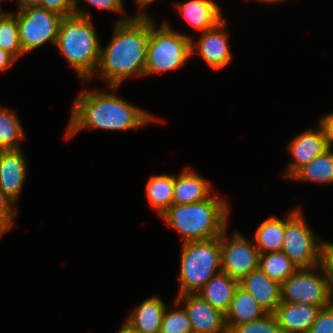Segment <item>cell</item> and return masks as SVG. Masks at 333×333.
<instances>
[{
  "instance_id": "6da1fadb",
  "label": "cell",
  "mask_w": 333,
  "mask_h": 333,
  "mask_svg": "<svg viewBox=\"0 0 333 333\" xmlns=\"http://www.w3.org/2000/svg\"><path fill=\"white\" fill-rule=\"evenodd\" d=\"M115 24L107 47H101L98 76L114 91L129 76H145L150 18L145 12Z\"/></svg>"
},
{
  "instance_id": "7a4b0ae2",
  "label": "cell",
  "mask_w": 333,
  "mask_h": 333,
  "mask_svg": "<svg viewBox=\"0 0 333 333\" xmlns=\"http://www.w3.org/2000/svg\"><path fill=\"white\" fill-rule=\"evenodd\" d=\"M65 137L83 128L130 130L156 120L145 110L124 101L114 93L98 90L81 92L75 100Z\"/></svg>"
},
{
  "instance_id": "3957f363",
  "label": "cell",
  "mask_w": 333,
  "mask_h": 333,
  "mask_svg": "<svg viewBox=\"0 0 333 333\" xmlns=\"http://www.w3.org/2000/svg\"><path fill=\"white\" fill-rule=\"evenodd\" d=\"M228 205L222 198L190 204H173L161 217L182 234V243L209 240L227 229Z\"/></svg>"
},
{
  "instance_id": "277c9868",
  "label": "cell",
  "mask_w": 333,
  "mask_h": 333,
  "mask_svg": "<svg viewBox=\"0 0 333 333\" xmlns=\"http://www.w3.org/2000/svg\"><path fill=\"white\" fill-rule=\"evenodd\" d=\"M55 46L80 78L88 82L95 75L102 46L90 17H62Z\"/></svg>"
},
{
  "instance_id": "5b68a950",
  "label": "cell",
  "mask_w": 333,
  "mask_h": 333,
  "mask_svg": "<svg viewBox=\"0 0 333 333\" xmlns=\"http://www.w3.org/2000/svg\"><path fill=\"white\" fill-rule=\"evenodd\" d=\"M179 295L197 294L221 268L220 236L181 243Z\"/></svg>"
},
{
  "instance_id": "8992f818",
  "label": "cell",
  "mask_w": 333,
  "mask_h": 333,
  "mask_svg": "<svg viewBox=\"0 0 333 333\" xmlns=\"http://www.w3.org/2000/svg\"><path fill=\"white\" fill-rule=\"evenodd\" d=\"M155 25L150 18L145 75L184 66L192 55V37L174 32L168 23H163L159 28Z\"/></svg>"
},
{
  "instance_id": "52a82bcc",
  "label": "cell",
  "mask_w": 333,
  "mask_h": 333,
  "mask_svg": "<svg viewBox=\"0 0 333 333\" xmlns=\"http://www.w3.org/2000/svg\"><path fill=\"white\" fill-rule=\"evenodd\" d=\"M304 219L300 210L292 211L286 216L281 251L298 268L318 267L322 240L314 235Z\"/></svg>"
},
{
  "instance_id": "ba28073f",
  "label": "cell",
  "mask_w": 333,
  "mask_h": 333,
  "mask_svg": "<svg viewBox=\"0 0 333 333\" xmlns=\"http://www.w3.org/2000/svg\"><path fill=\"white\" fill-rule=\"evenodd\" d=\"M298 268L281 283V302L328 306L333 302V293L322 267L319 275L312 269ZM324 274V275H323Z\"/></svg>"
},
{
  "instance_id": "9c48e42d",
  "label": "cell",
  "mask_w": 333,
  "mask_h": 333,
  "mask_svg": "<svg viewBox=\"0 0 333 333\" xmlns=\"http://www.w3.org/2000/svg\"><path fill=\"white\" fill-rule=\"evenodd\" d=\"M17 18L19 41L23 53L46 42L56 44L62 16L43 7H33L14 14Z\"/></svg>"
},
{
  "instance_id": "30bf717a",
  "label": "cell",
  "mask_w": 333,
  "mask_h": 333,
  "mask_svg": "<svg viewBox=\"0 0 333 333\" xmlns=\"http://www.w3.org/2000/svg\"><path fill=\"white\" fill-rule=\"evenodd\" d=\"M226 229L221 233V268L230 277L241 280L251 271L259 269L260 253L239 233L227 239Z\"/></svg>"
},
{
  "instance_id": "8fae6325",
  "label": "cell",
  "mask_w": 333,
  "mask_h": 333,
  "mask_svg": "<svg viewBox=\"0 0 333 333\" xmlns=\"http://www.w3.org/2000/svg\"><path fill=\"white\" fill-rule=\"evenodd\" d=\"M173 302L178 306L184 304L193 333H229L225 313L213 308L198 294L178 295Z\"/></svg>"
},
{
  "instance_id": "7c38bea8",
  "label": "cell",
  "mask_w": 333,
  "mask_h": 333,
  "mask_svg": "<svg viewBox=\"0 0 333 333\" xmlns=\"http://www.w3.org/2000/svg\"><path fill=\"white\" fill-rule=\"evenodd\" d=\"M226 24L224 19L216 27L202 32L198 42H193L194 40L191 39L192 55L195 53L194 48L198 47L197 53L211 68L220 69L232 60L229 50L231 46L228 45L227 40L228 33L225 30L228 27Z\"/></svg>"
},
{
  "instance_id": "4fadbf2b",
  "label": "cell",
  "mask_w": 333,
  "mask_h": 333,
  "mask_svg": "<svg viewBox=\"0 0 333 333\" xmlns=\"http://www.w3.org/2000/svg\"><path fill=\"white\" fill-rule=\"evenodd\" d=\"M288 150L292 154L293 162L287 166L285 177L291 178L301 167L328 150L322 126L320 125L317 130L309 129L296 136L288 145Z\"/></svg>"
},
{
  "instance_id": "5bb4252c",
  "label": "cell",
  "mask_w": 333,
  "mask_h": 333,
  "mask_svg": "<svg viewBox=\"0 0 333 333\" xmlns=\"http://www.w3.org/2000/svg\"><path fill=\"white\" fill-rule=\"evenodd\" d=\"M26 159L20 149L0 150V190L14 204L27 175Z\"/></svg>"
},
{
  "instance_id": "9a60e30c",
  "label": "cell",
  "mask_w": 333,
  "mask_h": 333,
  "mask_svg": "<svg viewBox=\"0 0 333 333\" xmlns=\"http://www.w3.org/2000/svg\"><path fill=\"white\" fill-rule=\"evenodd\" d=\"M323 307L326 306L281 302L273 314L282 333H307Z\"/></svg>"
},
{
  "instance_id": "2e32d148",
  "label": "cell",
  "mask_w": 333,
  "mask_h": 333,
  "mask_svg": "<svg viewBox=\"0 0 333 333\" xmlns=\"http://www.w3.org/2000/svg\"><path fill=\"white\" fill-rule=\"evenodd\" d=\"M239 285L268 312L281 303V283L269 278L260 268L244 276Z\"/></svg>"
},
{
  "instance_id": "e0dca14e",
  "label": "cell",
  "mask_w": 333,
  "mask_h": 333,
  "mask_svg": "<svg viewBox=\"0 0 333 333\" xmlns=\"http://www.w3.org/2000/svg\"><path fill=\"white\" fill-rule=\"evenodd\" d=\"M165 310L163 300L153 296L134 309L125 324L137 333H160Z\"/></svg>"
},
{
  "instance_id": "ac0fdd59",
  "label": "cell",
  "mask_w": 333,
  "mask_h": 333,
  "mask_svg": "<svg viewBox=\"0 0 333 333\" xmlns=\"http://www.w3.org/2000/svg\"><path fill=\"white\" fill-rule=\"evenodd\" d=\"M174 176L173 204H190L210 197L211 183L193 170L184 168Z\"/></svg>"
},
{
  "instance_id": "d6986e66",
  "label": "cell",
  "mask_w": 333,
  "mask_h": 333,
  "mask_svg": "<svg viewBox=\"0 0 333 333\" xmlns=\"http://www.w3.org/2000/svg\"><path fill=\"white\" fill-rule=\"evenodd\" d=\"M268 312L240 285L225 313L228 331L234 326L262 319Z\"/></svg>"
},
{
  "instance_id": "ffe728a7",
  "label": "cell",
  "mask_w": 333,
  "mask_h": 333,
  "mask_svg": "<svg viewBox=\"0 0 333 333\" xmlns=\"http://www.w3.org/2000/svg\"><path fill=\"white\" fill-rule=\"evenodd\" d=\"M216 2L211 0H190L178 6L179 12L201 33L216 27L223 16Z\"/></svg>"
},
{
  "instance_id": "44dd1931",
  "label": "cell",
  "mask_w": 333,
  "mask_h": 333,
  "mask_svg": "<svg viewBox=\"0 0 333 333\" xmlns=\"http://www.w3.org/2000/svg\"><path fill=\"white\" fill-rule=\"evenodd\" d=\"M238 286L239 280L221 271L214 275L197 294L213 308L226 313Z\"/></svg>"
},
{
  "instance_id": "7402d4cb",
  "label": "cell",
  "mask_w": 333,
  "mask_h": 333,
  "mask_svg": "<svg viewBox=\"0 0 333 333\" xmlns=\"http://www.w3.org/2000/svg\"><path fill=\"white\" fill-rule=\"evenodd\" d=\"M285 220L270 217L264 220L255 232V246L260 254L279 252L283 247Z\"/></svg>"
},
{
  "instance_id": "603a6c76",
  "label": "cell",
  "mask_w": 333,
  "mask_h": 333,
  "mask_svg": "<svg viewBox=\"0 0 333 333\" xmlns=\"http://www.w3.org/2000/svg\"><path fill=\"white\" fill-rule=\"evenodd\" d=\"M174 176L161 174L152 176L146 186L149 203L161 216L173 205Z\"/></svg>"
},
{
  "instance_id": "cb8c5ba5",
  "label": "cell",
  "mask_w": 333,
  "mask_h": 333,
  "mask_svg": "<svg viewBox=\"0 0 333 333\" xmlns=\"http://www.w3.org/2000/svg\"><path fill=\"white\" fill-rule=\"evenodd\" d=\"M291 179L333 183V150L328 149L301 167Z\"/></svg>"
},
{
  "instance_id": "d4e9b609",
  "label": "cell",
  "mask_w": 333,
  "mask_h": 333,
  "mask_svg": "<svg viewBox=\"0 0 333 333\" xmlns=\"http://www.w3.org/2000/svg\"><path fill=\"white\" fill-rule=\"evenodd\" d=\"M25 135L16 113L0 106V150H17Z\"/></svg>"
},
{
  "instance_id": "484cf974",
  "label": "cell",
  "mask_w": 333,
  "mask_h": 333,
  "mask_svg": "<svg viewBox=\"0 0 333 333\" xmlns=\"http://www.w3.org/2000/svg\"><path fill=\"white\" fill-rule=\"evenodd\" d=\"M259 268L279 283L284 282L298 269L283 251L260 254Z\"/></svg>"
},
{
  "instance_id": "4316f807",
  "label": "cell",
  "mask_w": 333,
  "mask_h": 333,
  "mask_svg": "<svg viewBox=\"0 0 333 333\" xmlns=\"http://www.w3.org/2000/svg\"><path fill=\"white\" fill-rule=\"evenodd\" d=\"M0 48L10 53L16 60L23 55L19 41L18 23L14 13L0 20Z\"/></svg>"
},
{
  "instance_id": "83f0119b",
  "label": "cell",
  "mask_w": 333,
  "mask_h": 333,
  "mask_svg": "<svg viewBox=\"0 0 333 333\" xmlns=\"http://www.w3.org/2000/svg\"><path fill=\"white\" fill-rule=\"evenodd\" d=\"M160 333H193L191 322L184 307L168 311L166 308Z\"/></svg>"
},
{
  "instance_id": "f1b7e54d",
  "label": "cell",
  "mask_w": 333,
  "mask_h": 333,
  "mask_svg": "<svg viewBox=\"0 0 333 333\" xmlns=\"http://www.w3.org/2000/svg\"><path fill=\"white\" fill-rule=\"evenodd\" d=\"M229 333H282L273 313L262 319L234 326Z\"/></svg>"
},
{
  "instance_id": "f546056e",
  "label": "cell",
  "mask_w": 333,
  "mask_h": 333,
  "mask_svg": "<svg viewBox=\"0 0 333 333\" xmlns=\"http://www.w3.org/2000/svg\"><path fill=\"white\" fill-rule=\"evenodd\" d=\"M307 333H333V302L320 309Z\"/></svg>"
},
{
  "instance_id": "4dcf8cb0",
  "label": "cell",
  "mask_w": 333,
  "mask_h": 333,
  "mask_svg": "<svg viewBox=\"0 0 333 333\" xmlns=\"http://www.w3.org/2000/svg\"><path fill=\"white\" fill-rule=\"evenodd\" d=\"M320 266L322 267L325 277L328 280L330 289L333 293V243L322 240Z\"/></svg>"
},
{
  "instance_id": "1f68e13d",
  "label": "cell",
  "mask_w": 333,
  "mask_h": 333,
  "mask_svg": "<svg viewBox=\"0 0 333 333\" xmlns=\"http://www.w3.org/2000/svg\"><path fill=\"white\" fill-rule=\"evenodd\" d=\"M75 0H40V7L62 17L75 14Z\"/></svg>"
},
{
  "instance_id": "d6a6232c",
  "label": "cell",
  "mask_w": 333,
  "mask_h": 333,
  "mask_svg": "<svg viewBox=\"0 0 333 333\" xmlns=\"http://www.w3.org/2000/svg\"><path fill=\"white\" fill-rule=\"evenodd\" d=\"M88 3H90L93 6H96L100 9H105V10H109V11H113V12H124L123 11V1L122 0H84ZM77 0H75V14L79 15V16H87L90 17V15H88L86 11H82L80 9H78L77 7Z\"/></svg>"
},
{
  "instance_id": "836d02e7",
  "label": "cell",
  "mask_w": 333,
  "mask_h": 333,
  "mask_svg": "<svg viewBox=\"0 0 333 333\" xmlns=\"http://www.w3.org/2000/svg\"><path fill=\"white\" fill-rule=\"evenodd\" d=\"M15 204L8 199L0 190V219L11 229L13 226V217L17 215L14 211Z\"/></svg>"
},
{
  "instance_id": "e575fe53",
  "label": "cell",
  "mask_w": 333,
  "mask_h": 333,
  "mask_svg": "<svg viewBox=\"0 0 333 333\" xmlns=\"http://www.w3.org/2000/svg\"><path fill=\"white\" fill-rule=\"evenodd\" d=\"M320 125L322 126L326 140L328 149L333 148V113L326 114L320 119Z\"/></svg>"
},
{
  "instance_id": "d590c367",
  "label": "cell",
  "mask_w": 333,
  "mask_h": 333,
  "mask_svg": "<svg viewBox=\"0 0 333 333\" xmlns=\"http://www.w3.org/2000/svg\"><path fill=\"white\" fill-rule=\"evenodd\" d=\"M15 61L16 59L10 53L0 48V72L7 70Z\"/></svg>"
},
{
  "instance_id": "8d00e7d4",
  "label": "cell",
  "mask_w": 333,
  "mask_h": 333,
  "mask_svg": "<svg viewBox=\"0 0 333 333\" xmlns=\"http://www.w3.org/2000/svg\"><path fill=\"white\" fill-rule=\"evenodd\" d=\"M40 0H19V10L17 12H21L28 8L39 7Z\"/></svg>"
},
{
  "instance_id": "74e56055",
  "label": "cell",
  "mask_w": 333,
  "mask_h": 333,
  "mask_svg": "<svg viewBox=\"0 0 333 333\" xmlns=\"http://www.w3.org/2000/svg\"><path fill=\"white\" fill-rule=\"evenodd\" d=\"M118 333H137V332L133 331L127 324L124 323V325L122 326V328Z\"/></svg>"
},
{
  "instance_id": "f35d334b",
  "label": "cell",
  "mask_w": 333,
  "mask_h": 333,
  "mask_svg": "<svg viewBox=\"0 0 333 333\" xmlns=\"http://www.w3.org/2000/svg\"><path fill=\"white\" fill-rule=\"evenodd\" d=\"M7 230H10V228L0 219V236L7 232Z\"/></svg>"
},
{
  "instance_id": "ab89813d",
  "label": "cell",
  "mask_w": 333,
  "mask_h": 333,
  "mask_svg": "<svg viewBox=\"0 0 333 333\" xmlns=\"http://www.w3.org/2000/svg\"><path fill=\"white\" fill-rule=\"evenodd\" d=\"M155 0H137L138 5L141 7H145L146 5H148L149 3H152Z\"/></svg>"
},
{
  "instance_id": "60d3db41",
  "label": "cell",
  "mask_w": 333,
  "mask_h": 333,
  "mask_svg": "<svg viewBox=\"0 0 333 333\" xmlns=\"http://www.w3.org/2000/svg\"><path fill=\"white\" fill-rule=\"evenodd\" d=\"M258 1H261L262 3H276V2H281V1H283V0H258Z\"/></svg>"
},
{
  "instance_id": "b9f144b4",
  "label": "cell",
  "mask_w": 333,
  "mask_h": 333,
  "mask_svg": "<svg viewBox=\"0 0 333 333\" xmlns=\"http://www.w3.org/2000/svg\"><path fill=\"white\" fill-rule=\"evenodd\" d=\"M1 8V7H0ZM1 12V9H0ZM9 13H0V20L4 19Z\"/></svg>"
}]
</instances>
